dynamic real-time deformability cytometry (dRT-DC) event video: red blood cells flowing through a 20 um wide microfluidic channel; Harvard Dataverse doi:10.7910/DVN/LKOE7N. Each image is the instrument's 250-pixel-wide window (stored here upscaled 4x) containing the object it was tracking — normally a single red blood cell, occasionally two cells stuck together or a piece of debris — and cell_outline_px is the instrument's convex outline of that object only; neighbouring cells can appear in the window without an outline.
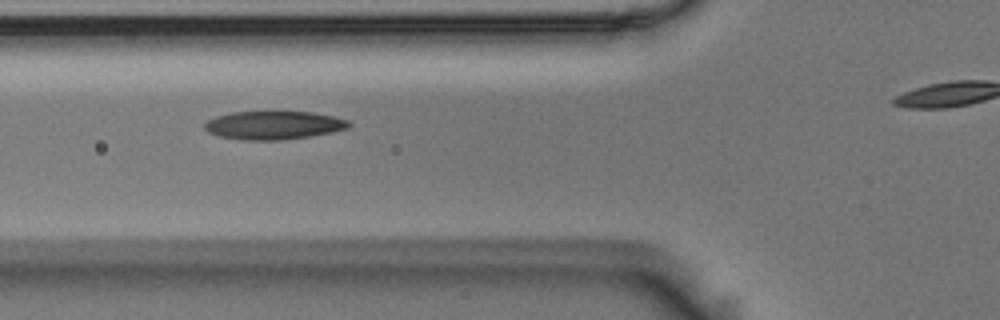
{"species": "Egyptian fruit bat (a non-hibernating species)", "species_latin": "Rousettus aegyptiacus", "temperature_condition": "room temperature", "stored_images_in_passage": 5, "camera_frame_rate_fps": 3000, "um_per_image_px": 0.085, "animal": {"sex": "male"}, "frame": {"image": 1, "passage_image": 3, "time_ms": 0.667, "image_size_px": [1000, 320], "cell_outline_px": [[352, 124], [348, 128], [332, 132], [308, 136], [280, 140], [244, 140], [220, 136], [208, 132], [204, 128], [204, 124], [208, 120], [216, 116], [232, 112], [312, 112], [336, 116], [348, 120]], "centroid_in_image_um": [23.28, 10.64], "position_along_channel_um": 102.5, "area_um2": 23.76}}
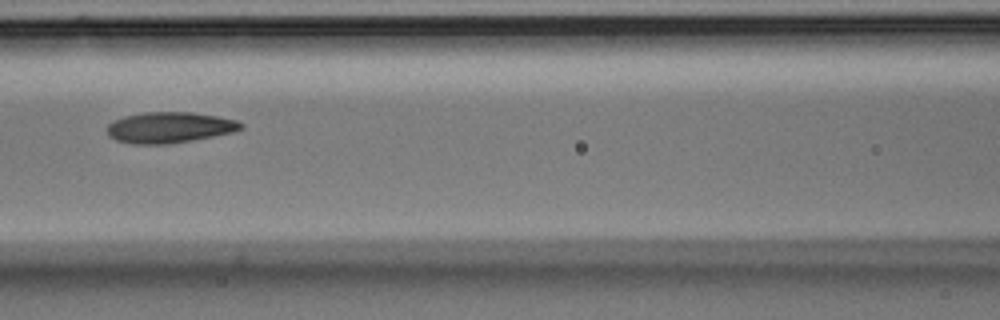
{"frame": {"image": 2, "passage_image": 4, "time_ms": 1.0, "image_size_px": [1000, 320], "cell_outline_px": [[244, 128], [232, 132], [192, 140], [168, 144], [132, 144], [116, 140], [108, 136], [108, 124], [112, 120], [124, 116], [144, 112], [192, 112], [216, 116], [236, 120], [244, 124]], "centroid_in_image_um": [14.38, 10.83], "position_along_channel_um": 152.2, "area_um2": 24.1}}